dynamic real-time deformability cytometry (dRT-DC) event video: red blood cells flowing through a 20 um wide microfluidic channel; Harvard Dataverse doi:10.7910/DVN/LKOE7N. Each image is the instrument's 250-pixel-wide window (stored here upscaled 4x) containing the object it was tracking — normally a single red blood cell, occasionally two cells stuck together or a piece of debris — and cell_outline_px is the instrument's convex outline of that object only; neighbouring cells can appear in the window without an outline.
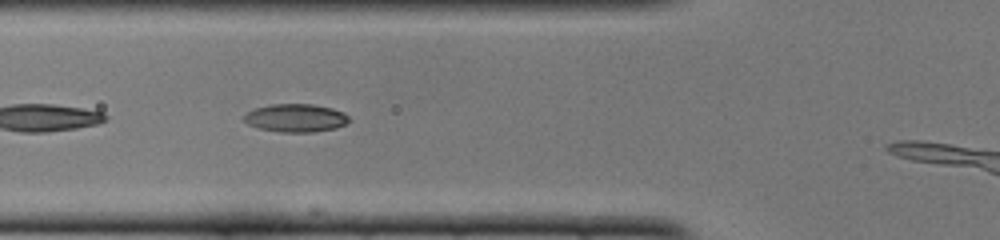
{"species": "common noctule bat (a hibernating species)", "species_latin": "Nyctalus noctula", "temperature_condition": "cold", "stored_images_in_passage": 12, "camera_frame_rate_fps": 3000, "um_per_image_px": 0.085, "animal": {"sex": "female", "body_mass_g": 22.0, "forearm_length_mm": 56.7}, "frame": {"image": 1, "passage_image": 8, "time_ms": 2.333, "image_size_px": [1000, 240], "cell_outline_px": [[348, 120], [344, 124], [336, 128], [312, 132], [280, 132], [260, 128], [248, 124], [244, 120], [244, 116], [248, 112], [256, 108], [272, 104], [312, 104], [332, 108], [344, 112], [348, 116]], "centroid_in_image_um": [25.14, 10.02], "position_along_channel_um": 100.7, "area_um2": 16.99}}
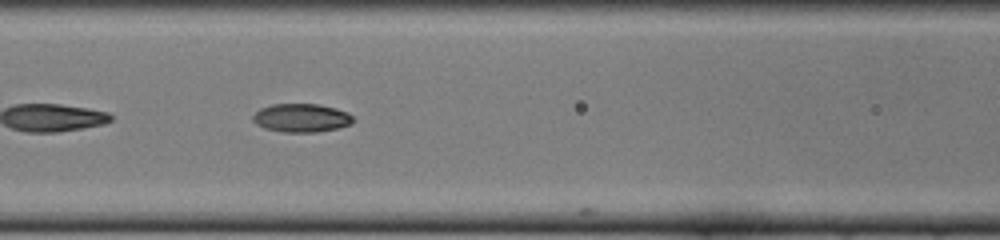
{"frame": {"image": 2, "passage_image": 11, "time_ms": 3.333, "image_size_px": [1000, 240], "cell_outline_px": [[356, 120], [340, 128], [316, 132], [284, 132], [264, 128], [256, 124], [252, 120], [252, 116], [260, 108], [272, 104], [316, 104], [336, 108], [348, 112]], "centroid_in_image_um": [25.62, 10.02], "position_along_channel_um": 141.0, "area_um2": 16.7}}